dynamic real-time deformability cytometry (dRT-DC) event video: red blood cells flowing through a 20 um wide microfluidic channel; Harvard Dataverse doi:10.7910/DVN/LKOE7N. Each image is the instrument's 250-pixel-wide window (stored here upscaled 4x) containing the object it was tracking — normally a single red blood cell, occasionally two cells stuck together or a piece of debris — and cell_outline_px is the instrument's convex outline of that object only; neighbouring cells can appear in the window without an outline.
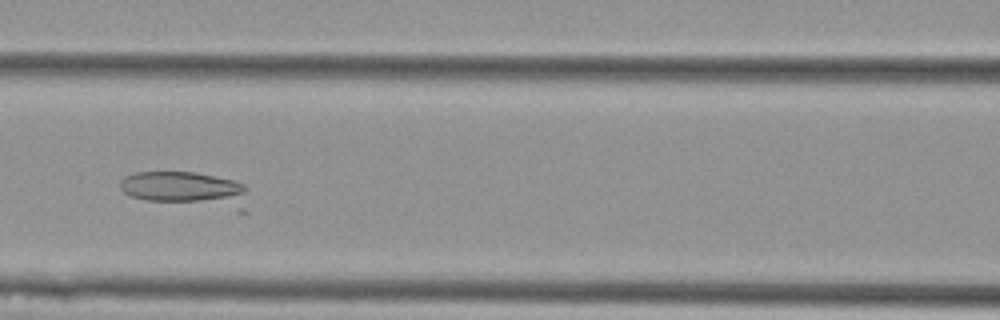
{"species": "Egyptian fruit bat (a non-hibernating species)", "species_latin": "Rousettus aegyptiacus", "temperature_condition": "cold", "stored_images_in_passage": 6, "camera_frame_rate_fps": 3000, "um_per_image_px": 0.085, "animal": {"sex": "female"}, "frame": {"image": 1, "passage_image": 5, "time_ms": 1.333, "image_size_px": [1000, 320], "cell_outline_px": [[248, 212], [236, 212], [148, 200], [132, 196], [124, 192], [120, 188], [120, 180], [124, 176], [132, 172], [196, 172], [216, 176], [232, 180], [244, 184], [248, 188]], "centroid_in_image_um": [15.97, 16.14], "position_along_channel_um": 150.6, "area_um2": 27.34}}
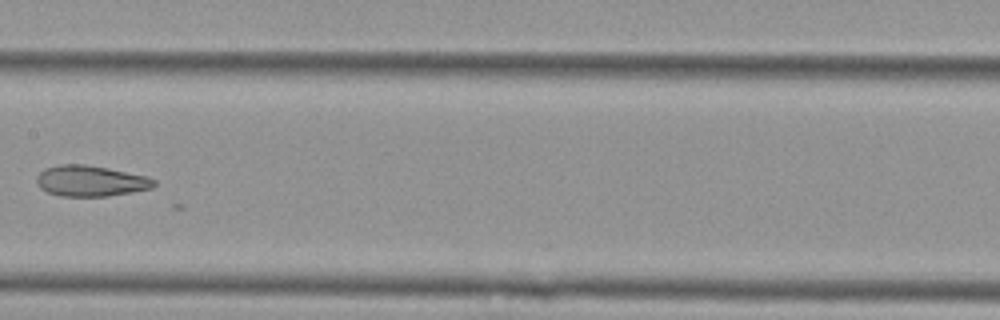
{"frame": {"image": 2, "passage_image": 6, "time_ms": 1.667, "image_size_px": [1000, 320], "cell_outline_px": [[156, 184], [152, 188], [132, 192], [108, 196], [60, 196], [48, 192], [40, 188], [36, 180], [36, 176], [44, 168], [60, 164], [84, 164], [108, 168], [148, 176], [156, 180]], "centroid_in_image_um": [7.71, 15.37], "position_along_channel_um": 199.7, "area_um2": 21.21}}